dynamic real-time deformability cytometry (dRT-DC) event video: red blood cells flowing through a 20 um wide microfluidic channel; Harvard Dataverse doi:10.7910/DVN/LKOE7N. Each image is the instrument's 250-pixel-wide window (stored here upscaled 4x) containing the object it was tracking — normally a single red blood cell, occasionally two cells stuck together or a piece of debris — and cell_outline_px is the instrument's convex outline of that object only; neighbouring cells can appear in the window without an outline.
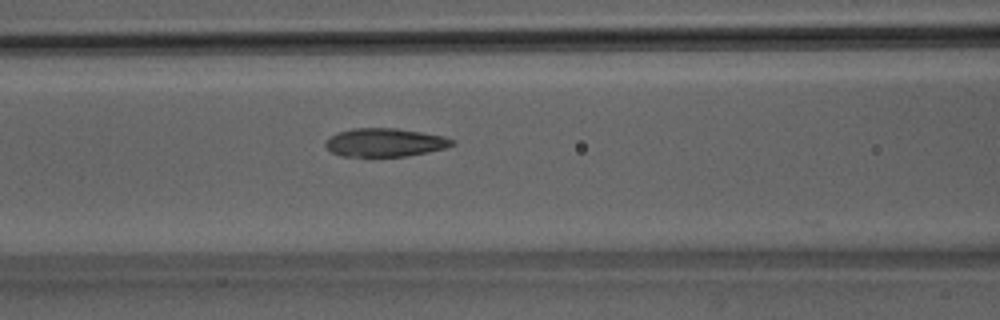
{"species": "Egyptian fruit bat (a non-hibernating species)", "species_latin": "Rousettus aegyptiacus", "temperature_condition": "room temperature", "stored_images_in_passage": 49, "camera_frame_rate_fps": 3000, "um_per_image_px": 0.085, "animal": {"sex": "male"}, "frame": {"image": 1, "passage_image": 21, "time_ms": 6.667, "image_size_px": [1000, 320], "cell_outline_px": [[456, 144], [448, 148], [408, 156], [340, 156], [332, 152], [324, 144], [336, 132], [352, 128], [396, 128], [444, 136], [456, 140]], "centroid_in_image_um": [32.77, 12.11], "position_along_channel_um": 133.8, "area_um2": 21.04}}
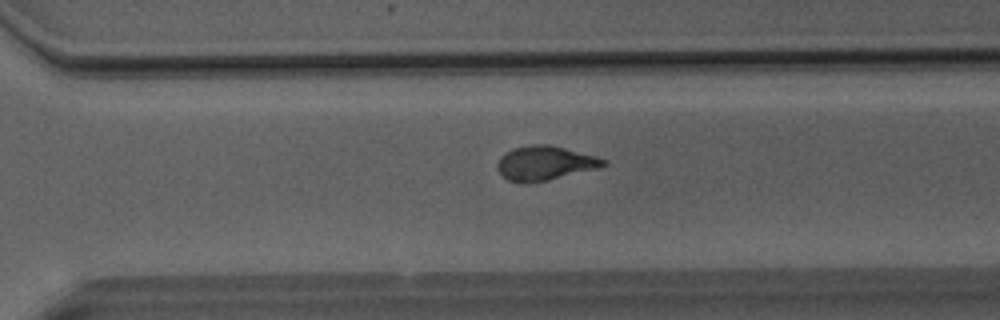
{"frame": {"image": 2, "passage_image": 35, "time_ms": 11.333, "image_size_px": [1000, 320], "cell_outline_px": [[608, 164], [596, 168], [548, 180], [528, 184], [508, 180], [496, 168], [496, 164], [500, 156], [512, 148], [532, 144], [548, 144], [596, 156], [608, 160]], "centroid_in_image_um": [46.28, 13.86], "position_along_channel_um": 324.3, "area_um2": 21.15}}
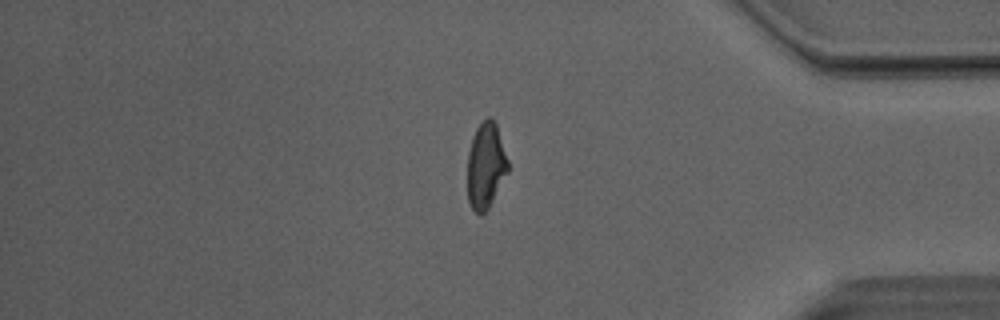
{"frame": {"image": 3, "passage_image": 42, "time_ms": 13.667, "image_size_px": [1000, 320], "cell_outline_px": [[508, 172], [488, 208], [480, 216], [472, 208], [468, 200], [468, 152], [472, 136], [476, 128], [488, 116], [496, 124], [508, 160]], "centroid_in_image_um": [41.28, 14.08], "position_along_channel_um": 393.9, "area_um2": 20.06}, "authors_computed_cell_mechanics": {"area_um2": 21.5594, "velocity_mm_per_s": 4.0862, "shape_relaxation_time_tau1_ms": 5.7217, "shape_relaxation_time_tau2_ms": 1.4213, "deformation_change_tau1": 0.2014, "deformation_change_tau2": 0.0844}}